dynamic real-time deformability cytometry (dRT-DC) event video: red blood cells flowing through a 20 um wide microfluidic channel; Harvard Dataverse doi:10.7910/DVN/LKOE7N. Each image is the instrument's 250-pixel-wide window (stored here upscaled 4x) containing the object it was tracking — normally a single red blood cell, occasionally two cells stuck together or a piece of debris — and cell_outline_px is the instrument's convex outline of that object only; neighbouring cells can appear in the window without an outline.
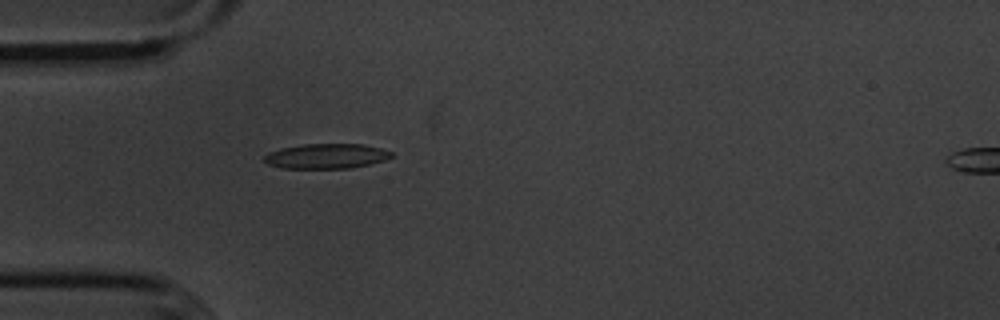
{"species": "common noctule bat (a hibernating species)", "species_latin": "Nyctalus noctula", "temperature_condition": "cold", "stored_images_in_passage": 1, "camera_frame_rate_fps": 3000, "um_per_image_px": 0.085, "animal": {"sex": "male", "body_mass_g": 20.1, "forearm_length_mm": 53.5}, "frame": {"image": 1, "passage_image": 1, "time_ms": 0.0, "image_size_px": [1000, 320], "cell_outline_px": [[392, 156], [384, 160], [368, 164], [348, 168], [284, 168], [268, 164], [264, 160], [264, 156], [268, 152], [280, 148], [304, 144], [364, 144], [380, 148], [392, 152]], "centroid_in_image_um": [27.71, 13.26], "position_along_channel_um": 57.3, "area_um2": 18.32}}